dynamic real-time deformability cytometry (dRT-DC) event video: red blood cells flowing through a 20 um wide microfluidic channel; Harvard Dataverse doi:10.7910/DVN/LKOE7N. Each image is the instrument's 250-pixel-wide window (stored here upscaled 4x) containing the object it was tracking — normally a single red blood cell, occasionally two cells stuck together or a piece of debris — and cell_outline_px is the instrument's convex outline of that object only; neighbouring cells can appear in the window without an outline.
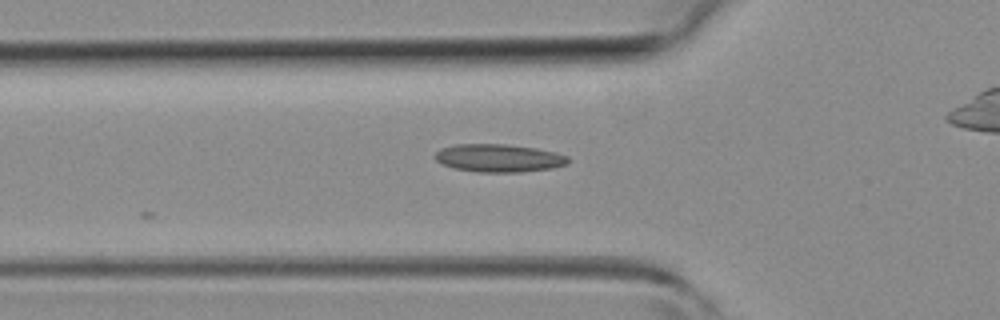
{"species": "common noctule bat (a hibernating species)", "species_latin": "Nyctalus noctula", "temperature_condition": "room temperature", "stored_images_in_passage": 24, "camera_frame_rate_fps": 3000, "um_per_image_px": 0.085, "animal": {"sex": "female", "body_mass_g": 19.3, "forearm_length_mm": 54.1}, "frame": {"image": 1, "passage_image": 3, "time_ms": 0.667, "image_size_px": [1000, 320], "cell_outline_px": [[568, 164], [552, 168], [520, 172], [480, 172], [456, 168], [444, 164], [436, 160], [432, 156], [440, 148], [456, 144], [508, 144], [536, 148], [556, 152], [568, 156]], "centroid_in_image_um": [42.41, 13.42], "position_along_channel_um": 83.4, "area_um2": 21.68}}
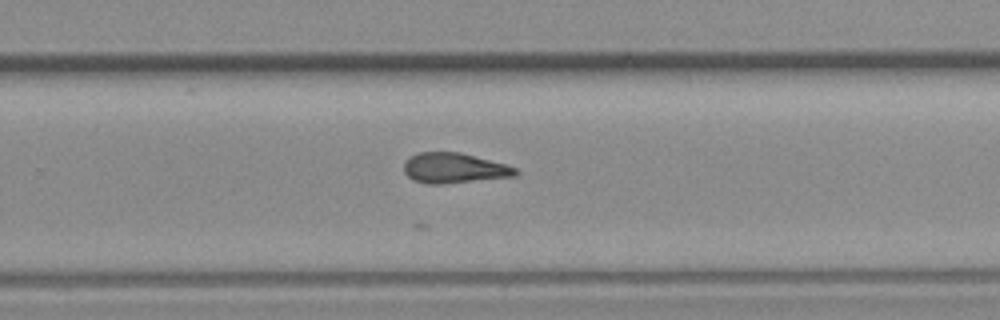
{"frame": {"image": 2, "passage_image": 16, "time_ms": 5.0, "image_size_px": [1000, 320], "cell_outline_px": [[520, 172], [516, 176], [444, 184], [428, 184], [412, 180], [404, 172], [404, 160], [408, 156], [416, 152], [460, 152], [504, 164], [516, 168]], "centroid_in_image_um": [38.55, 14.29], "position_along_channel_um": 291.2, "area_um2": 19.83}}
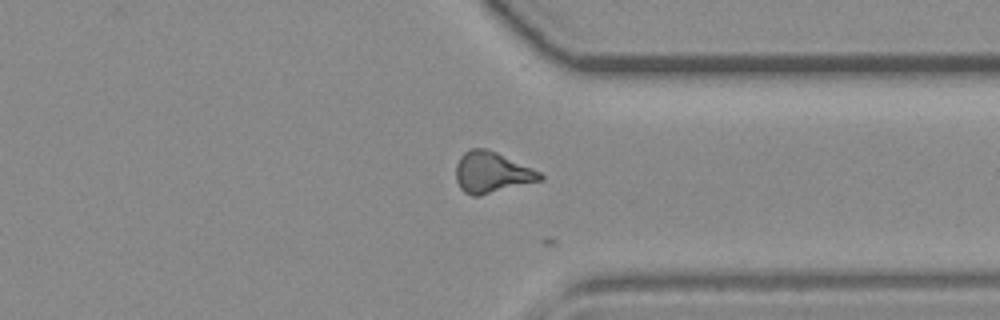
{"frame": {"image": 3, "passage_image": 21, "time_ms": 6.667, "image_size_px": [1000, 320], "cell_outline_px": [[544, 180], [480, 196], [472, 196], [464, 192], [460, 188], [456, 180], [456, 164], [460, 156], [464, 152], [472, 148], [484, 148], [496, 152], [540, 172], [544, 176]], "centroid_in_image_um": [41.8, 14.68], "position_along_channel_um": 369.6, "area_um2": 20.17}}